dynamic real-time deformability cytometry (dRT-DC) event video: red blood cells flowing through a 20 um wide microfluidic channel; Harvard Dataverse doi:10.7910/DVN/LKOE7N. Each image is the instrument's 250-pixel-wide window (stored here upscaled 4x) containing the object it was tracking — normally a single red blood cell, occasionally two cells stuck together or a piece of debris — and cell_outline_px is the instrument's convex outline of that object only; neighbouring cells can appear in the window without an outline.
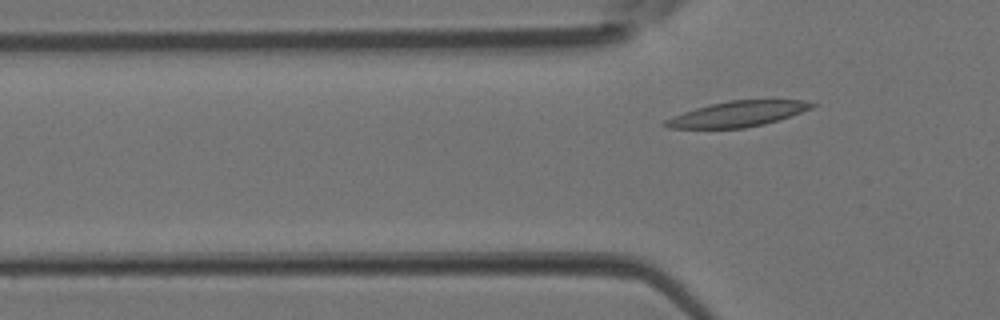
{"species": "Egyptian fruit bat (a non-hibernating species)", "species_latin": "Rousettus aegyptiacus", "temperature_condition": "room temperature", "stored_images_in_passage": 4, "camera_frame_rate_fps": 3000, "um_per_image_px": 0.085, "animal": {"sex": "female"}, "frame": {"image": 1, "passage_image": 4, "time_ms": 1.0, "image_size_px": [1000, 320], "cell_outline_px": [[820, 104], [812, 108], [780, 120], [764, 124], [744, 128], [668, 128], [660, 124], [664, 120], [672, 116], [696, 108], [728, 100], [804, 100]], "centroid_in_image_um": [62.72, 9.69], "position_along_channel_um": 63.1, "area_um2": 21.85}}